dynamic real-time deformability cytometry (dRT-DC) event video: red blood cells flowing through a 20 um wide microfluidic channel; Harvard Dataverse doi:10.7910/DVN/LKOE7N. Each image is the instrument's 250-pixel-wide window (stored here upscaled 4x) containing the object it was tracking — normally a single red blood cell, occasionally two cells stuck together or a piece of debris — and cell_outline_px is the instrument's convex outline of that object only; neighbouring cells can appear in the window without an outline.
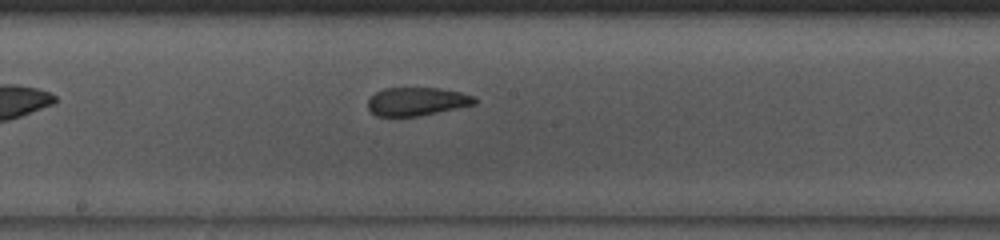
{"species": "common noctule bat (a hibernating species)", "species_latin": "Nyctalus noctula", "temperature_condition": "room temperature", "stored_images_in_passage": 23, "camera_frame_rate_fps": 3000, "um_per_image_px": 0.085, "animal": {"sex": "male", "body_mass_g": 13.0, "forearm_length_mm": 53.1}, "frame": {"image": 1, "passage_image": 14, "time_ms": 4.333, "image_size_px": [1000, 240], "cell_outline_px": [[476, 104], [420, 116], [376, 116], [368, 108], [368, 100], [376, 92], [384, 88], [440, 88], [460, 92], [476, 96]], "centroid_in_image_um": [35.45, 8.62], "position_along_channel_um": 212.7, "area_um2": 17.63}}
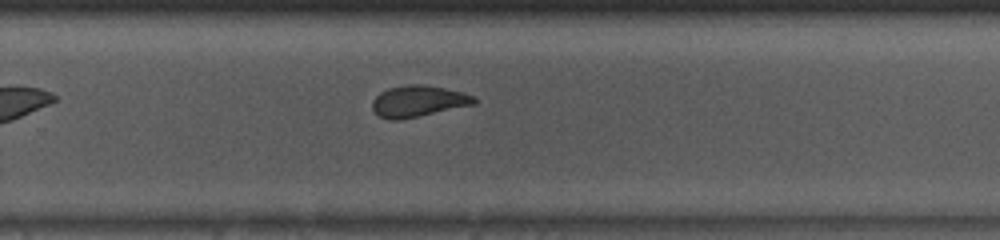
{"frame": {"image": 2, "passage_image": 20, "time_ms": 6.333, "image_size_px": [1000, 240], "cell_outline_px": [[476, 104], [400, 120], [388, 120], [380, 116], [372, 108], [372, 100], [380, 92], [388, 88], [408, 84], [424, 84], [464, 92], [472, 96], [476, 100]], "centroid_in_image_um": [35.54, 8.6], "position_along_channel_um": 294.3, "area_um2": 18.61}}